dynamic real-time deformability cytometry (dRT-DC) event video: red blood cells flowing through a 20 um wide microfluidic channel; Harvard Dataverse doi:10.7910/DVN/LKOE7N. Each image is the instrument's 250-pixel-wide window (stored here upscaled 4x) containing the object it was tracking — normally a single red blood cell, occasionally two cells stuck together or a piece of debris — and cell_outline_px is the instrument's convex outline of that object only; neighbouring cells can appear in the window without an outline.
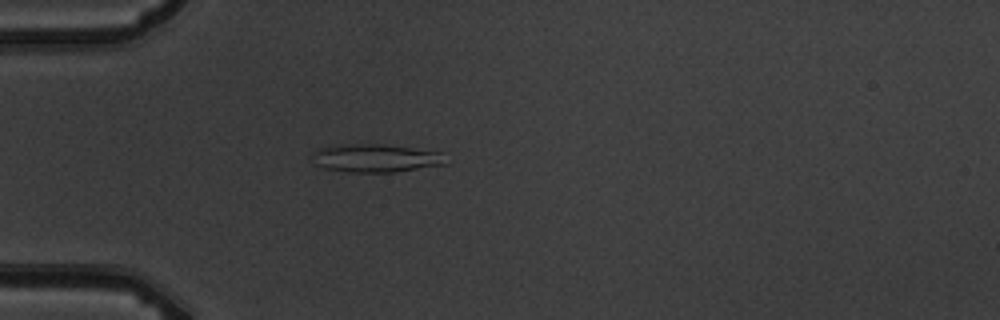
{"species": "common noctule bat (a hibernating species)", "species_latin": "Nyctalus noctula", "temperature_condition": "warm", "stored_images_in_passage": 4, "camera_frame_rate_fps": 3000, "um_per_image_px": 0.085, "animal": {"sex": "male", "body_mass_g": 19.5, "forearm_length_mm": 54.6}, "frame": {"image": 1, "passage_image": 3, "time_ms": 2.333, "image_size_px": [1000, 320], "cell_outline_px": [[444, 164], [396, 172], [348, 172], [324, 168], [312, 164], [312, 152], [316, 148], [344, 144], [380, 144], [444, 152]], "centroid_in_image_um": [31.85, 13.44], "position_along_channel_um": 53.1, "area_um2": 22.02}}